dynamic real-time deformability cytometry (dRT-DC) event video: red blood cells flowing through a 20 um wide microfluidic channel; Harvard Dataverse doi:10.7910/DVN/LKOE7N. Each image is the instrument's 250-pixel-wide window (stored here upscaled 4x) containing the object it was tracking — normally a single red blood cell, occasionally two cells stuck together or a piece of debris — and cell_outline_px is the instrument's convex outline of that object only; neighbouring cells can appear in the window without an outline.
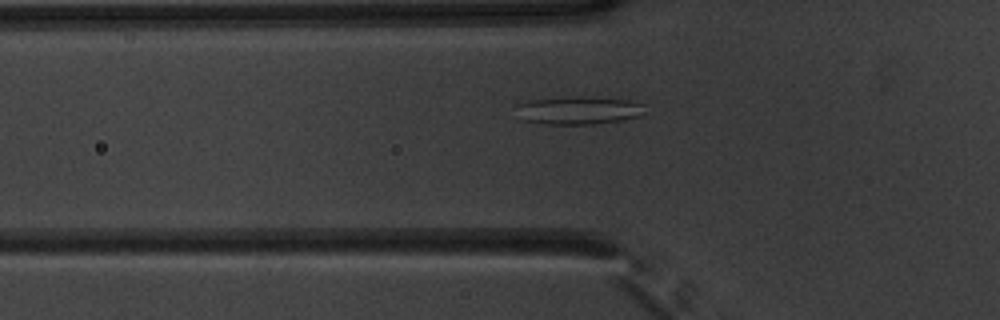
{"species": "common noctule bat (a hibernating species)", "species_latin": "Nyctalus noctula", "temperature_condition": "warm", "stored_images_in_passage": 37, "camera_frame_rate_fps": 3000, "um_per_image_px": 0.085, "animal": {"sex": "male", "body_mass_g": 20.1, "forearm_length_mm": 53.5}, "frame": {"image": 1, "passage_image": 3, "time_ms": 0.667, "image_size_px": [1000, 320], "cell_outline_px": [[644, 104], [640, 116], [620, 120], [592, 124], [544, 124], [524, 120], [516, 104], [528, 100], [580, 96], [628, 100]], "centroid_in_image_um": [49.17, 9.37], "position_along_channel_um": 76.6, "area_um2": 20.58}}
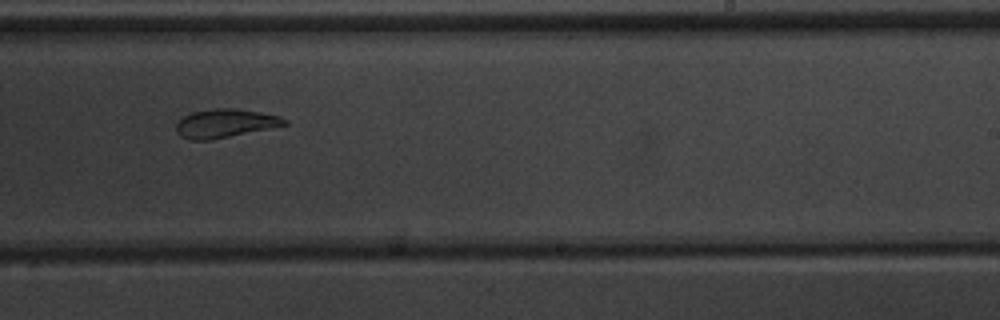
{"frame": {"image": 2, "passage_image": 18, "time_ms": 5.667, "image_size_px": [1000, 320], "cell_outline_px": [[288, 124], [272, 128], [208, 140], [188, 140], [180, 136], [176, 132], [176, 124], [184, 116], [192, 112], [212, 108], [236, 108], [280, 116], [288, 120]], "centroid_in_image_um": [19.13, 10.48], "position_along_channel_um": 269.9, "area_um2": 18.03}}
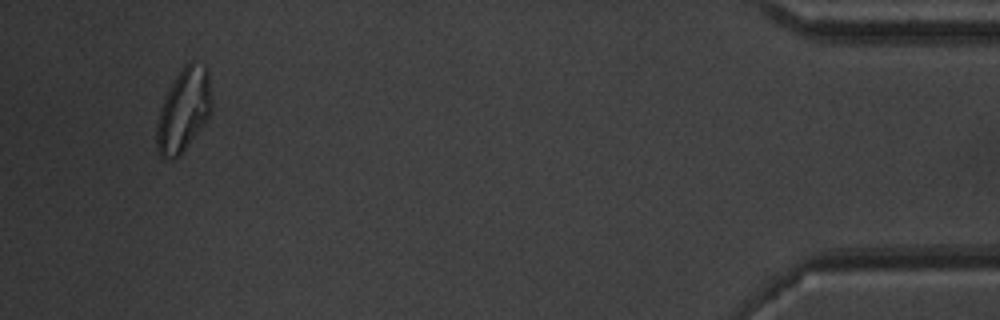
{"frame": {"image": 3, "passage_image": 35, "time_ms": 11.333, "image_size_px": [1000, 320], "cell_outline_px": [[212, 112], [180, 156], [176, 160], [164, 160], [160, 156], [156, 148], [156, 124], [160, 108], [176, 76], [184, 64], [188, 60], [192, 60], [208, 68], [212, 100]], "centroid_in_image_um": [15.61, 9.39], "position_along_channel_um": 419.6, "area_um2": 26.99}, "authors_computed_cell_mechanics": {"area_um2": 18.9006, "velocity_mm_per_s": 3.8529, "shape_relaxation_time_tau1_ms": null, "shape_relaxation_time_tau2_ms": 2.408, "deformation_change_tau1": null, "deformation_change_tau2": 0.0836}}